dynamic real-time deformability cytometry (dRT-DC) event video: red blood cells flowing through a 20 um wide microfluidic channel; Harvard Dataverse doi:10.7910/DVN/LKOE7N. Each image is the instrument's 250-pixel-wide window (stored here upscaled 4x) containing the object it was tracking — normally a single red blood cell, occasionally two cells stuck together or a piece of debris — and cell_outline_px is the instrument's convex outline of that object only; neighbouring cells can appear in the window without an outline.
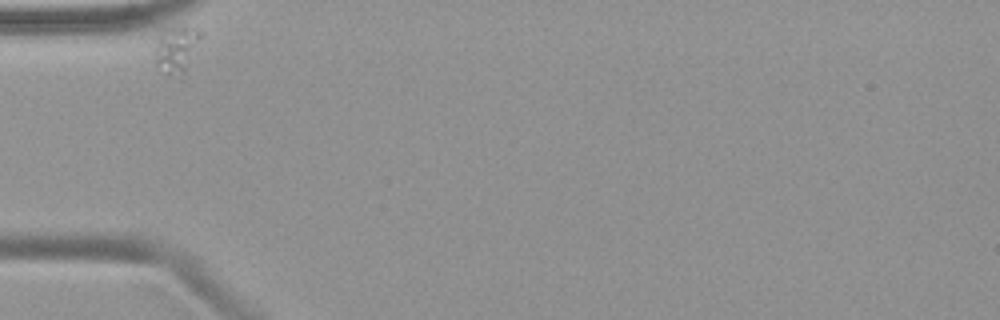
{"species": "common noctule bat (a hibernating species)", "species_latin": "Nyctalus noctula", "temperature_condition": "warm", "stored_images_in_passage": 26, "camera_frame_rate_fps": 3000, "um_per_image_px": 0.085, "animal": {"sex": "female", "body_mass_g": 19.9}, "frame": {"image": 1, "passage_image": 1, "time_ms": 0.0, "image_size_px": [1000, 320], "cell_outline_px": [[200, 36], [184, 72], [168, 76], [164, 72], [156, 60], [160, 36], [164, 28], [184, 24], [200, 24]], "centroid_in_image_um": [15.06, 4.04], "position_along_channel_um": 69.9, "area_um2": 11.91}}